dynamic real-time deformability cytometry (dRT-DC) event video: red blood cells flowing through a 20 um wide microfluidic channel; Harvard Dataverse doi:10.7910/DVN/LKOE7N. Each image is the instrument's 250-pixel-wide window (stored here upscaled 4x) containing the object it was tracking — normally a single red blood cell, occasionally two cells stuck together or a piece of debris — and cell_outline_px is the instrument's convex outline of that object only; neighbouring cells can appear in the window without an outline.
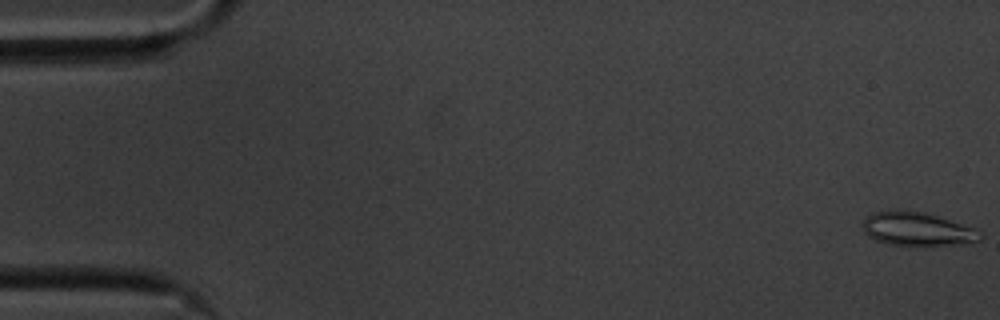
{"species": "common noctule bat (a hibernating species)", "species_latin": "Nyctalus noctula", "temperature_condition": "cold", "stored_images_in_passage": 58, "camera_frame_rate_fps": 3000, "um_per_image_px": 0.085, "animal": {"sex": "male", "body_mass_g": 20.1, "forearm_length_mm": 53.5}, "frame": {"image": 1, "passage_image": 1, "time_ms": 0.0, "image_size_px": [1000, 320], "cell_outline_px": [[984, 236], [980, 240], [924, 248], [912, 248], [888, 244], [876, 240], [868, 236], [864, 232], [864, 220], [872, 212], [896, 208], [924, 212], [972, 228], [980, 232]], "centroid_in_image_um": [77.9, 19.49], "position_along_channel_um": 7.1, "area_um2": 23.52}}
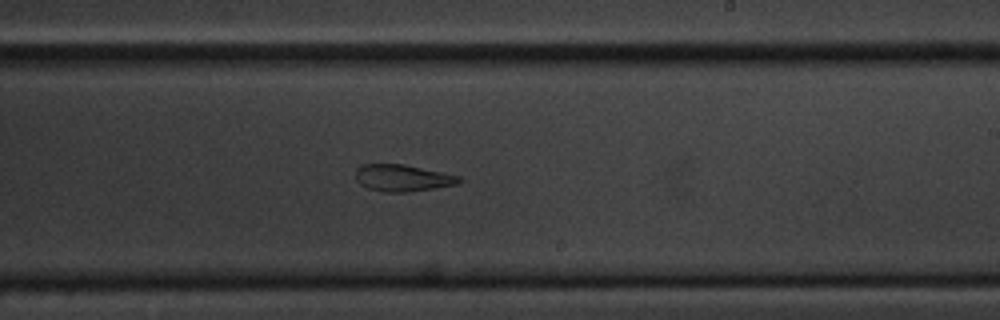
{"frame": {"image": 2, "passage_image": 34, "time_ms": 11.0, "image_size_px": [1000, 320], "cell_outline_px": [[464, 180], [456, 184], [408, 192], [384, 192], [368, 188], [360, 184], [356, 180], [356, 168], [364, 164], [404, 164], [444, 172], [460, 176]], "centroid_in_image_um": [34.22, 15.12], "position_along_channel_um": 254.8, "area_um2": 16.18}}
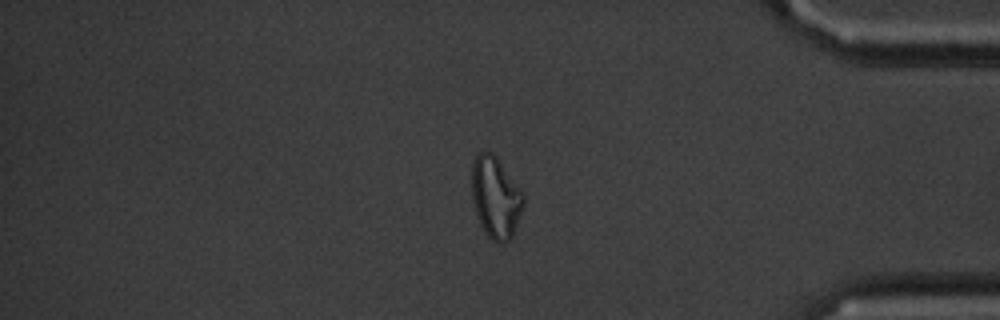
{"frame": {"image": 3, "passage_image": 48, "time_ms": 15.667, "image_size_px": [1000, 320], "cell_outline_px": [[524, 204], [512, 236], [504, 244], [500, 244], [492, 240], [484, 232], [480, 224], [472, 200], [472, 164], [476, 156], [480, 152], [492, 152], [496, 156], [524, 192]], "centroid_in_image_um": [42.14, 16.78], "position_along_channel_um": 393.1, "area_um2": 24.57}, "authors_computed_cell_mechanics": {"area_um2": 19.8832, "velocity_mm_per_s": 3.5186, "shape_relaxation_time_tau1_ms": null, "shape_relaxation_time_tau2_ms": 5.197, "deformation_change_tau1": null, "deformation_change_tau2": 0.12}}